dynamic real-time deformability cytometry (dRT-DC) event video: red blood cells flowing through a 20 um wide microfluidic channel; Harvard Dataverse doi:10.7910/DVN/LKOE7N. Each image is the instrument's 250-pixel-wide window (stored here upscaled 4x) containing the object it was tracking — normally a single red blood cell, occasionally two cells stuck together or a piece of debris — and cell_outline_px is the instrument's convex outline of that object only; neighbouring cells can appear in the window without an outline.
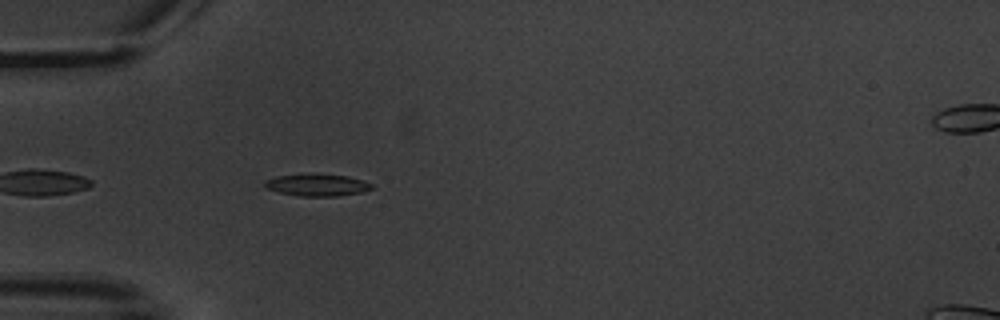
{"species": "common noctule bat (a hibernating species)", "species_latin": "Nyctalus noctula", "temperature_condition": "warm", "stored_images_in_passage": 2, "camera_frame_rate_fps": 3000, "um_per_image_px": 0.085, "animal": {"sex": "male", "body_mass_g": 20.1, "forearm_length_mm": 53.5}, "frame": {"image": 1, "passage_image": 1, "time_ms": 0.0, "image_size_px": [1000, 320], "cell_outline_px": [[372, 188], [364, 192], [336, 196], [300, 196], [280, 192], [264, 188], [264, 180], [276, 176], [348, 176], [364, 180], [372, 184]], "centroid_in_image_um": [26.97, 15.76], "position_along_channel_um": 58.0, "area_um2": 13.12}}